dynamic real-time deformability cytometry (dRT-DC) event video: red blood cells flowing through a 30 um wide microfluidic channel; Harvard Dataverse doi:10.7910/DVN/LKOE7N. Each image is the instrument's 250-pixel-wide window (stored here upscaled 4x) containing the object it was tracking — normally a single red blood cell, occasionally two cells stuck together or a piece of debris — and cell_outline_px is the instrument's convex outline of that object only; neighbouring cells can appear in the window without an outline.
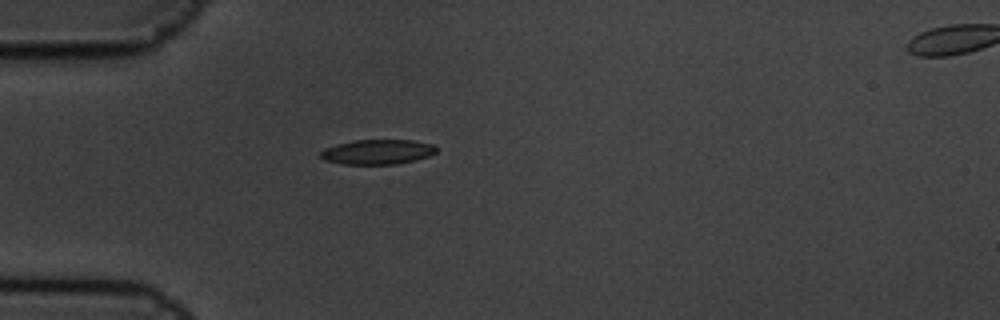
{"species": "common noctule bat (a hibernating species)", "species_latin": "Nyctalus noctula", "temperature_condition": "cold", "stored_images_in_passage": 2, "camera_frame_rate_fps": 3000, "um_per_image_px": 0.085, "animal": {"sex": "male", "body_mass_g": 19.5, "forearm_length_mm": 54.6}, "frame": {"image": 1, "passage_image": 1, "time_ms": 0.0, "image_size_px": [1000, 320], "cell_outline_px": [[436, 152], [428, 156], [396, 164], [340, 164], [324, 160], [320, 156], [320, 152], [324, 148], [336, 144], [356, 140], [412, 140], [432, 144], [436, 148]], "centroid_in_image_um": [32.04, 12.91], "position_along_channel_um": 53.0, "area_um2": 16.65}}